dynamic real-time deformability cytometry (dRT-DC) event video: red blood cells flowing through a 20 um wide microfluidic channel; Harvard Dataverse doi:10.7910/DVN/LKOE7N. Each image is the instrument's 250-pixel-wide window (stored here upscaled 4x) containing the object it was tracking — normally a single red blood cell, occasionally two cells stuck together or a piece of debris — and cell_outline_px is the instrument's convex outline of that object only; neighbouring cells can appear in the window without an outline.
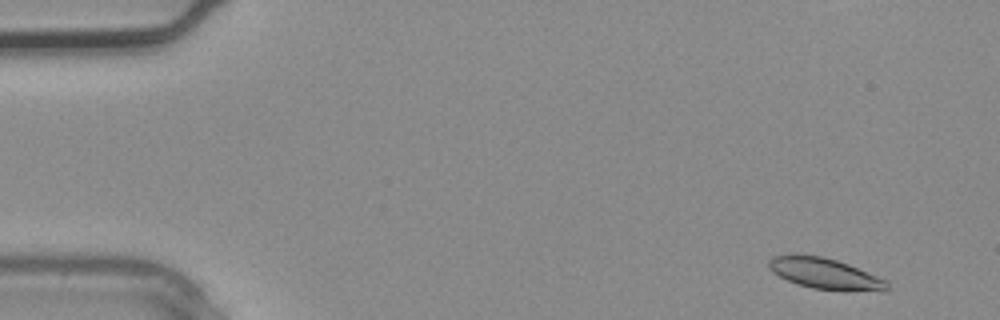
{"species": "common noctule bat (a hibernating species)", "species_latin": "Nyctalus noctula", "temperature_condition": "warm", "stored_images_in_passage": 2, "camera_frame_rate_fps": 3000, "um_per_image_px": 0.085, "animal": {"sex": "male", "body_mass_g": 20.4}, "frame": {"image": 1, "passage_image": 1, "time_ms": 0.0, "image_size_px": [1000, 320], "cell_outline_px": [[888, 288], [884, 292], [848, 292], [812, 288], [796, 284], [772, 272], [768, 268], [768, 260], [772, 256], [824, 256], [848, 264], [888, 280]], "centroid_in_image_um": [70.22, 23.31], "position_along_channel_um": 14.8, "area_um2": 21.5}}